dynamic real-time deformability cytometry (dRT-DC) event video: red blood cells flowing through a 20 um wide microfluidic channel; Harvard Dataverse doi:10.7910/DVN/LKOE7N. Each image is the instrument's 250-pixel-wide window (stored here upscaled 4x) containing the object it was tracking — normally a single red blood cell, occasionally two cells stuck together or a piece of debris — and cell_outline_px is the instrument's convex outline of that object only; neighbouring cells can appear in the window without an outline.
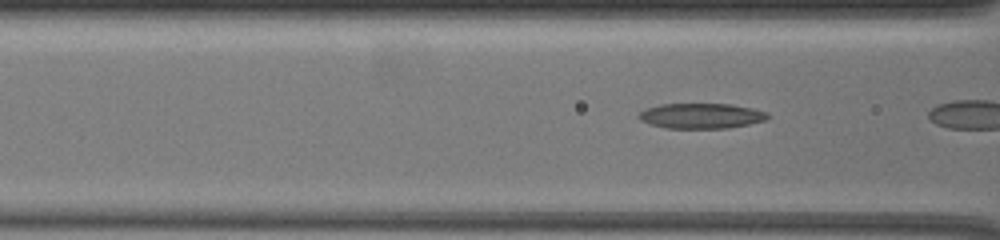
{"species": "common noctule bat (a hibernating species)", "species_latin": "Nyctalus noctula", "temperature_condition": "warm", "stored_images_in_passage": 7, "camera_frame_rate_fps": 3000, "um_per_image_px": 0.085, "animal": {"sex": "female", "body_mass_g": 19.5, "forearm_length_mm": 54.1}, "frame": {"image": 1, "passage_image": 4, "time_ms": 1.0, "image_size_px": [1000, 240], "cell_outline_px": [[768, 116], [764, 120], [748, 124], [728, 128], [664, 128], [648, 124], [640, 120], [636, 116], [640, 112], [648, 108], [660, 104], [732, 104], [752, 108], [768, 112]], "centroid_in_image_um": [59.56, 9.85], "position_along_channel_um": 107.0, "area_um2": 18.96}}